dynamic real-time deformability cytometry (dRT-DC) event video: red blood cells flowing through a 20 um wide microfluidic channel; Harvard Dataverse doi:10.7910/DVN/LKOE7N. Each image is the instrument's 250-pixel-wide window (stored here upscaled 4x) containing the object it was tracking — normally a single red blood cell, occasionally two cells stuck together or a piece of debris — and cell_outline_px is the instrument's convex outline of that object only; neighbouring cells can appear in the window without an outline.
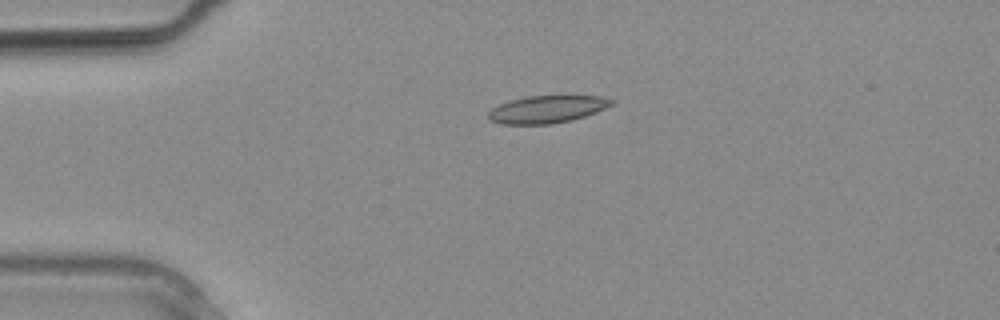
{"species": "common noctule bat (a hibernating species)", "species_latin": "Nyctalus noctula", "temperature_condition": "warm", "stored_images_in_passage": 21, "camera_frame_rate_fps": 3000, "um_per_image_px": 0.085, "animal": {"sex": "male", "body_mass_g": 20.4}, "frame": {"image": 1, "passage_image": 1, "time_ms": 0.0, "image_size_px": [1000, 320], "cell_outline_px": [[616, 104], [584, 116], [572, 120], [552, 124], [500, 124], [488, 120], [488, 112], [492, 108], [500, 104], [512, 100], [528, 96], [604, 96], [616, 100]], "centroid_in_image_um": [46.53, 9.29], "position_along_channel_um": 38.5, "area_um2": 19.77}}
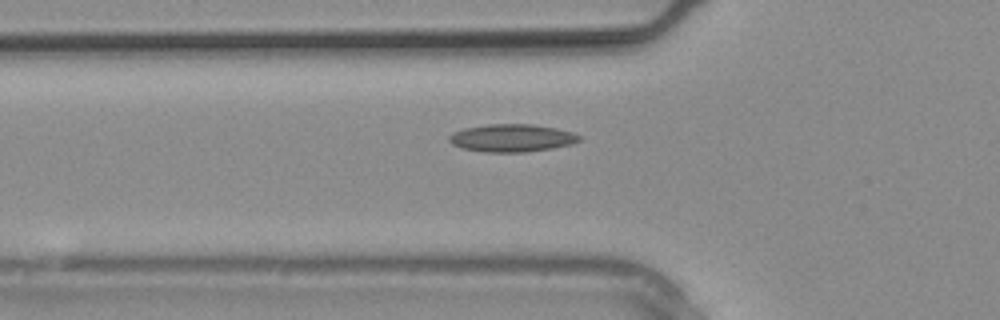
{"frame": {"image": 2, "passage_image": 4, "time_ms": 1.0, "image_size_px": [1000, 320], "cell_outline_px": [[580, 140], [572, 144], [552, 148], [524, 152], [484, 152], [460, 148], [452, 144], [448, 140], [448, 136], [452, 132], [464, 128], [488, 124], [532, 124], [572, 132], [580, 136]], "centroid_in_image_um": [43.45, 11.73], "position_along_channel_um": 82.4, "area_um2": 20.98}}